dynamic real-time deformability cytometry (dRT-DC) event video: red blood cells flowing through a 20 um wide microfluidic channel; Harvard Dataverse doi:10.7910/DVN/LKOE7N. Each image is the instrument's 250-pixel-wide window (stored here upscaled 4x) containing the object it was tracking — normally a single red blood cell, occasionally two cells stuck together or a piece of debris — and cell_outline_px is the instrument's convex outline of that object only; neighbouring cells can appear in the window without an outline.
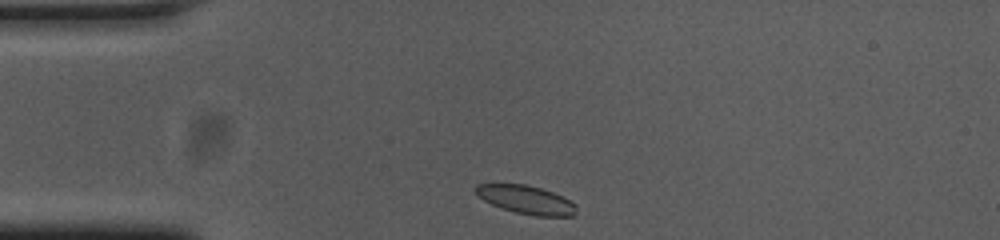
{"species": "common noctule bat (a hibernating species)", "species_latin": "Nyctalus noctula", "temperature_condition": "cold", "stored_images_in_passage": 33, "camera_frame_rate_fps": 3000, "um_per_image_px": 0.085, "animal": {"sex": "female", "body_mass_g": 23.0, "forearm_length_mm": 53.4}, "frame": {"image": 1, "passage_image": 1, "time_ms": 0.0, "image_size_px": [1000, 240], "cell_outline_px": [[576, 212], [572, 216], [536, 216], [516, 212], [500, 208], [484, 200], [472, 188], [476, 184], [524, 184], [540, 188], [552, 192], [576, 204]], "centroid_in_image_um": [44.7, 16.97], "position_along_channel_um": 40.3, "area_um2": 16.47}}
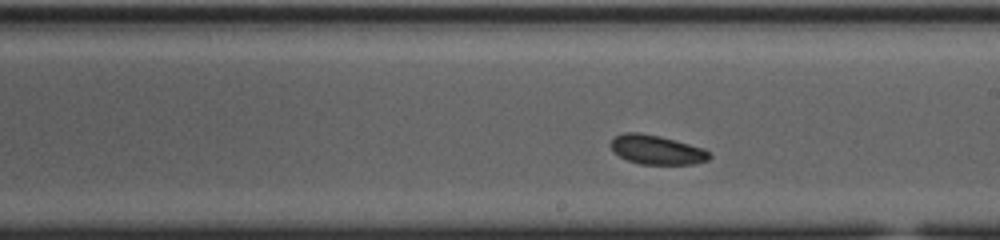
{"frame": {"image": 2, "passage_image": 19, "time_ms": 6.0, "image_size_px": [1000, 240], "cell_outline_px": [[712, 156], [708, 160], [692, 164], [640, 164], [628, 160], [620, 156], [608, 144], [616, 136], [624, 132], [636, 132], [660, 136], [676, 140], [704, 148], [712, 152]], "centroid_in_image_um": [55.86, 12.73], "position_along_channel_um": 233.1, "area_um2": 16.82}}
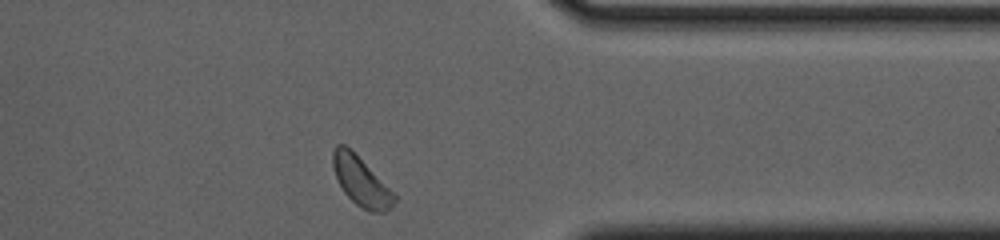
{"frame": {"image": 3, "passage_image": 32, "time_ms": 10.333, "image_size_px": [1000, 240], "cell_outline_px": [[396, 200], [384, 212], [372, 212], [360, 208], [344, 192], [336, 176], [332, 164], [332, 152], [336, 144], [344, 144], [396, 196]], "centroid_in_image_um": [30.64, 15.44], "position_along_channel_um": 380.8, "area_um2": 16.65}, "authors_computed_cell_mechanics": {"area_um2": 17.2244, "velocity_mm_per_s": 3.6631, "shape_relaxation_time_tau1_ms": 2.7174, "shape_relaxation_time_tau2_ms": 7.8013, "deformation_change_tau1": 0.0361, "deformation_change_tau2": 0.1272}}